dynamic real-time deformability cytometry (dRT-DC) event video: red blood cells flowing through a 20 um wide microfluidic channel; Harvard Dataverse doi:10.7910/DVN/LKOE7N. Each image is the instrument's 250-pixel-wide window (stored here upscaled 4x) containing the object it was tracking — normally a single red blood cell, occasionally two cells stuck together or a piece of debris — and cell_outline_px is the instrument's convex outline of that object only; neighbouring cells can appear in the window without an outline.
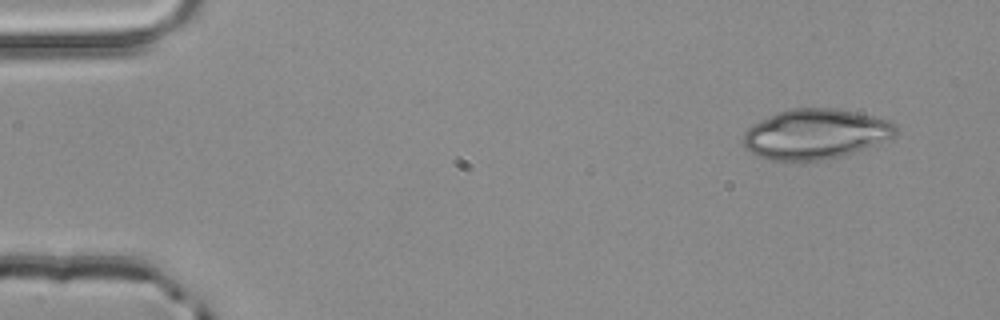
{"species": "common noctule bat (a hibernating species)", "species_latin": "Nyctalus noctula", "temperature_condition": "room temperature", "stored_images_in_passage": 3, "camera_frame_rate_fps": 3000, "um_per_image_px": 0.085, "animal": {"sex": "male", "body_mass_g": 20.4}, "frame": {"image": 1, "passage_image": 1, "time_ms": 0.0, "image_size_px": [1000, 320], "cell_outline_px": [[896, 132], [892, 136], [876, 144], [840, 156], [820, 160], [784, 164], [768, 160], [756, 156], [740, 140], [744, 132], [752, 124], [760, 120], [780, 112], [792, 108], [836, 108], [856, 112], [892, 120], [896, 124]], "centroid_in_image_um": [69.25, 11.42], "position_along_channel_um": 15.7, "area_um2": 44.97}}